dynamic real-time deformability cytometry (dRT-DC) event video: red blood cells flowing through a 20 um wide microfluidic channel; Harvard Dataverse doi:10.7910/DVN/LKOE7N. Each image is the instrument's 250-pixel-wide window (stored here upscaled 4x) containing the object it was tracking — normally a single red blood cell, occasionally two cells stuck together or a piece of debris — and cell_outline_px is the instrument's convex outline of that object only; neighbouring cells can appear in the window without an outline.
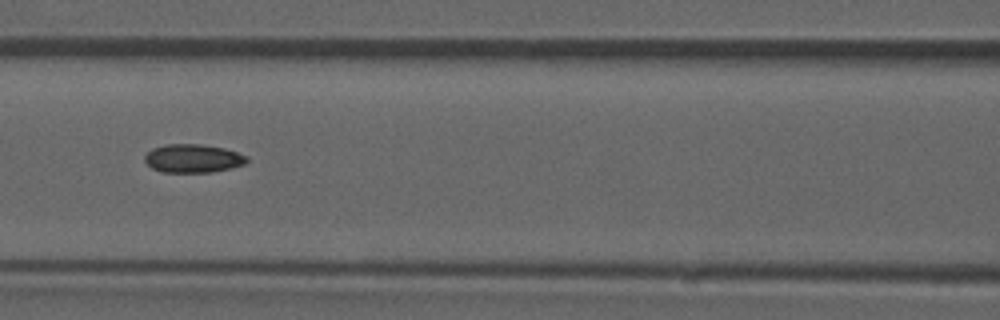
{"species": "common noctule bat (a hibernating species)", "species_latin": "Nyctalus noctula", "temperature_condition": "room temperature", "stored_images_in_passage": 52, "camera_frame_rate_fps": 3000, "um_per_image_px": 0.085, "animal": {"sex": "male", "forearm_length_mm": 52.5}, "frame": {"image": 1, "passage_image": 23, "time_ms": 7.333, "image_size_px": [1000, 320], "cell_outline_px": [[248, 160], [244, 164], [232, 168], [212, 172], [164, 172], [152, 168], [144, 160], [144, 156], [152, 148], [168, 144], [200, 144], [224, 148], [248, 156]], "centroid_in_image_um": [16.41, 13.46], "position_along_channel_um": 150.2, "area_um2": 16.88}, "authors_computed_cell_mechanics": {"area_um2": 16.9932, "velocity_mm_per_s": 3.8888, "shape_relaxation_time_tau1_ms": null, "shape_relaxation_time_tau2_ms": 4.0028, "deformation_change_tau1": null, "deformation_change_tau2": 0.1082}}